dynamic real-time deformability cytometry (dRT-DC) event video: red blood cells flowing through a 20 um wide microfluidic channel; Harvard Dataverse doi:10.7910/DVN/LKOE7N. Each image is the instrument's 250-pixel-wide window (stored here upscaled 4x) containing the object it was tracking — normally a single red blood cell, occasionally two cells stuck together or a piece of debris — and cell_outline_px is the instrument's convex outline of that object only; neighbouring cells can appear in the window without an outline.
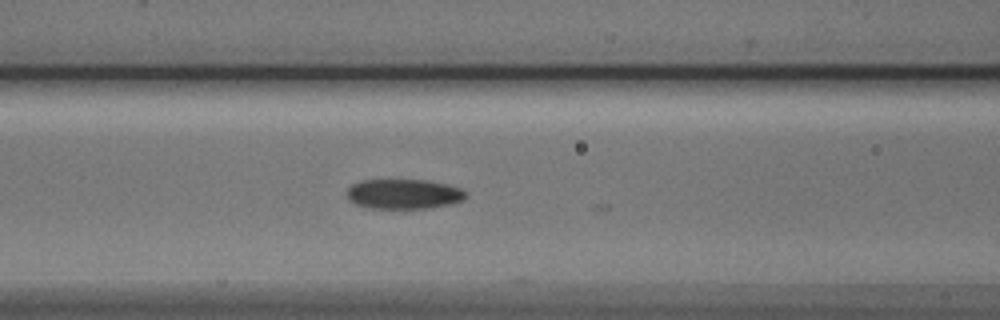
{"species": "Egyptian fruit bat (a non-hibernating species)", "species_latin": "Rousettus aegyptiacus", "temperature_condition": "cold", "stored_images_in_passage": 8, "camera_frame_rate_fps": 3000, "um_per_image_px": 0.085, "animal": {"sex": "male"}, "frame": {"image": 1, "passage_image": 4, "time_ms": 1.0, "image_size_px": [1000, 320], "cell_outline_px": [[468, 196], [464, 200], [452, 204], [428, 208], [372, 208], [356, 204], [348, 200], [348, 188], [352, 184], [360, 180], [428, 180], [460, 188], [468, 192]], "centroid_in_image_um": [34.35, 16.49], "position_along_channel_um": 132.2, "area_um2": 20.75}}
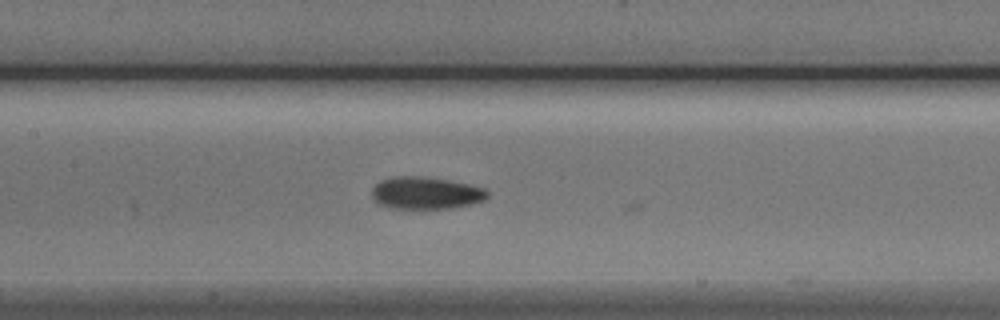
{"frame": {"image": 2, "passage_image": 7, "time_ms": 2.0, "image_size_px": [1000, 320], "cell_outline_px": [[488, 196], [484, 200], [472, 204], [448, 208], [392, 208], [380, 204], [372, 196], [372, 188], [380, 180], [392, 176], [428, 176], [468, 184], [484, 188], [488, 192]], "centroid_in_image_um": [36.19, 16.39], "position_along_channel_um": 171.2, "area_um2": 21.68}}